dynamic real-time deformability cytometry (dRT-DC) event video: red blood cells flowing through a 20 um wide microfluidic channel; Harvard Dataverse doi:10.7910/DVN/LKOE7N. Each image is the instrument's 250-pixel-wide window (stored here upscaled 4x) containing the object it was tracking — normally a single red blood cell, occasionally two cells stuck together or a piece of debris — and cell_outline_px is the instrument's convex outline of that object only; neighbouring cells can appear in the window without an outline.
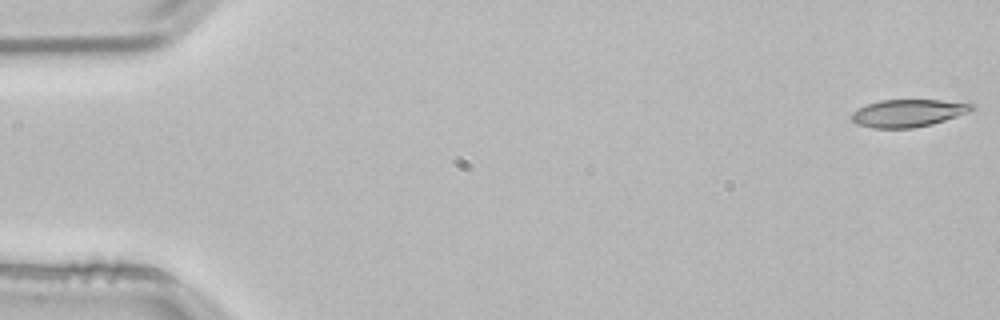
{"species": "common noctule bat (a hibernating species)", "species_latin": "Nyctalus noctula", "temperature_condition": "room temperature", "stored_images_in_passage": 53, "camera_frame_rate_fps": 3000, "um_per_image_px": 0.085, "animal": {"sex": "male", "body_mass_g": 21.5, "forearm_length_mm": 52.0}, "frame": {"image": 1, "passage_image": 1, "time_ms": 0.0, "image_size_px": [1000, 320], "cell_outline_px": [[976, 108], [968, 112], [932, 124], [912, 128], [872, 128], [856, 124], [852, 120], [852, 112], [868, 104], [880, 100], [940, 100], [976, 104]], "centroid_in_image_um": [77.19, 9.61], "position_along_channel_um": 7.8, "area_um2": 19.13}}
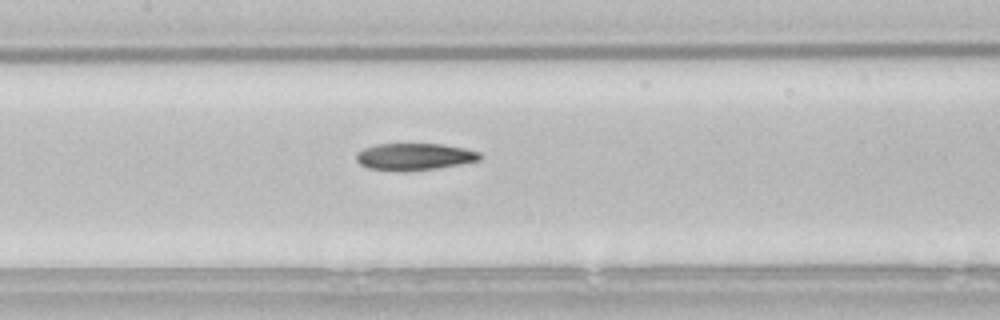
{"frame": {"image": 2, "passage_image": 25, "time_ms": 8.0, "image_size_px": [1000, 320], "cell_outline_px": [[484, 156], [480, 160], [460, 164], [436, 168], [404, 172], [368, 168], [360, 164], [356, 160], [356, 152], [364, 148], [376, 144], [444, 144], [464, 148], [480, 152]], "centroid_in_image_um": [35.23, 13.32], "position_along_channel_um": 172.2, "area_um2": 19.59}}
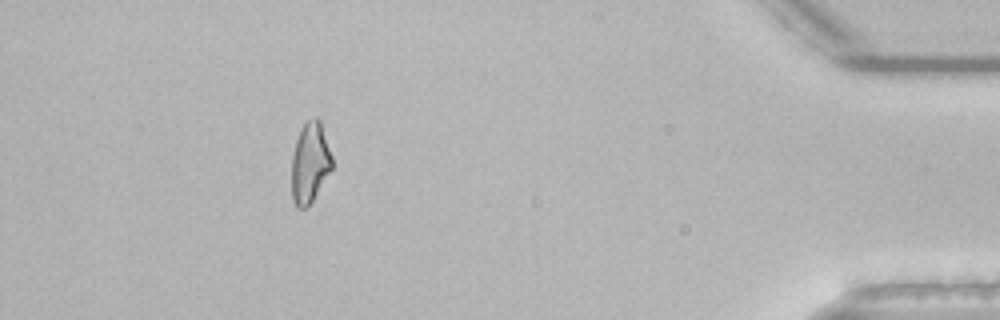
{"frame": {"image": 3, "passage_image": 48, "time_ms": 15.667, "image_size_px": [1000, 320], "cell_outline_px": [[332, 168], [308, 208], [296, 208], [292, 200], [292, 156], [296, 140], [300, 128], [312, 116], [316, 116], [320, 120], [332, 156]], "centroid_in_image_um": [26.34, 13.84], "position_along_channel_um": 408.9, "area_um2": 19.07}, "authors_computed_cell_mechanics": {"area_um2": 19.8254, "velocity_mm_per_s": 3.8359, "shape_relaxation_time_tau1_ms": 9.5209, "shape_relaxation_time_tau2_ms": 5.781, "deformation_change_tau1": 0.2118, "deformation_change_tau2": 0.1579}}